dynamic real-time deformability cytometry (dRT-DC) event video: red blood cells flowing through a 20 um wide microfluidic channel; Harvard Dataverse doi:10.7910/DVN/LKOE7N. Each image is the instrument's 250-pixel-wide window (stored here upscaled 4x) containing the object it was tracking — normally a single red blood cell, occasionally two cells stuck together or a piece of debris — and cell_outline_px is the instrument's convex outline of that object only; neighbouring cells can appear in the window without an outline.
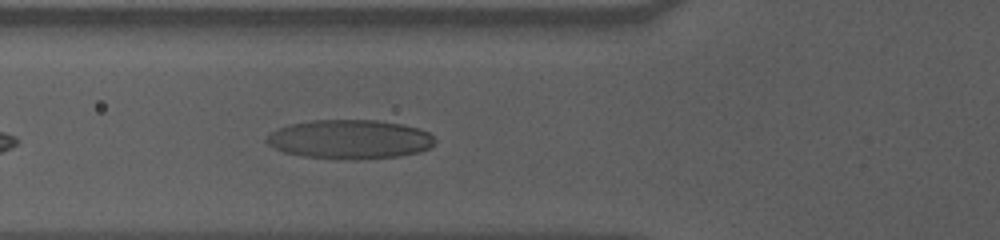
{"species": "human", "species_latin": "Homo sapiens", "temperature_condition": "cold", "stored_images_in_passage": 17, "camera_frame_rate_fps": 3000, "um_per_image_px": 0.085, "donor": {"sex": "male"}, "frame": {"image": 1, "passage_image": 6, "time_ms": 1.667, "image_size_px": [1000, 240], "cell_outline_px": [[436, 144], [420, 152], [400, 156], [360, 160], [344, 160], [300, 156], [284, 152], [268, 144], [264, 140], [272, 132], [280, 128], [292, 124], [312, 120], [376, 120], [404, 124], [420, 128], [428, 132], [436, 140]], "centroid_in_image_um": [29.78, 11.86], "position_along_channel_um": 96.0, "area_um2": 38.73}}
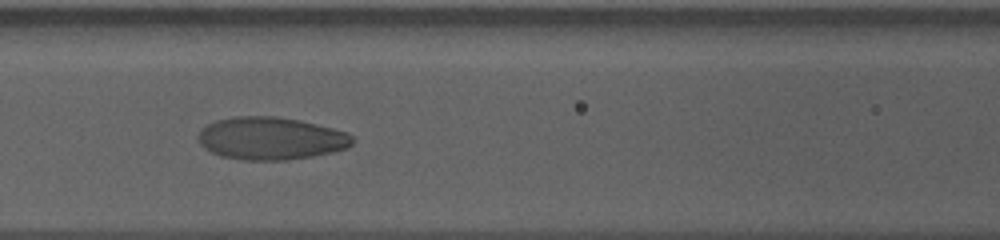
{"frame": {"image": 2, "passage_image": 10, "time_ms": 3.0, "image_size_px": [1000, 240], "cell_outline_px": [[356, 140], [348, 148], [332, 152], [312, 156], [288, 160], [240, 160], [220, 156], [204, 148], [196, 140], [196, 136], [208, 124], [216, 120], [236, 116], [276, 116], [300, 120], [348, 132]], "centroid_in_image_um": [23.02, 11.77], "position_along_channel_um": 143.6, "area_um2": 38.61}}